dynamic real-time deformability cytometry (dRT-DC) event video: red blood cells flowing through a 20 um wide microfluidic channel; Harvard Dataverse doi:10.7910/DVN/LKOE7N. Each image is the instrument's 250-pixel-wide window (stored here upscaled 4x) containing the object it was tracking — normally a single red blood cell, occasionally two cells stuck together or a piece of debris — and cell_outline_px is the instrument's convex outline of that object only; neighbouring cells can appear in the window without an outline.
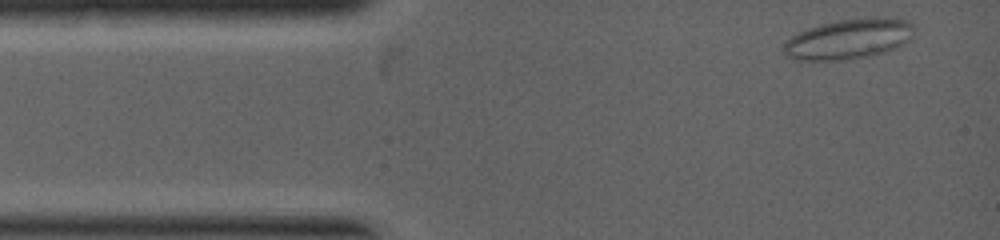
{"species": "common noctule bat (a hibernating species)", "species_latin": "Nyctalus noctula", "temperature_condition": "warm", "stored_images_in_passage": 2, "camera_frame_rate_fps": 5000, "um_per_image_px": 0.085, "animal": {"sex": "female", "body_mass_g": 19.0, "forearm_length_mm": 53.3}, "frame": {"image": 1, "passage_image": 1, "time_ms": 0.0, "image_size_px": [1000, 240], "cell_outline_px": [[912, 28], [908, 40], [884, 52], [868, 56], [848, 60], [808, 60], [784, 56], [784, 44], [792, 36], [808, 28], [820, 24], [840, 20], [876, 16], [904, 20], [912, 24]], "centroid_in_image_um": [72.1, 3.31], "position_along_channel_um": 12.9, "area_um2": 29.94}}